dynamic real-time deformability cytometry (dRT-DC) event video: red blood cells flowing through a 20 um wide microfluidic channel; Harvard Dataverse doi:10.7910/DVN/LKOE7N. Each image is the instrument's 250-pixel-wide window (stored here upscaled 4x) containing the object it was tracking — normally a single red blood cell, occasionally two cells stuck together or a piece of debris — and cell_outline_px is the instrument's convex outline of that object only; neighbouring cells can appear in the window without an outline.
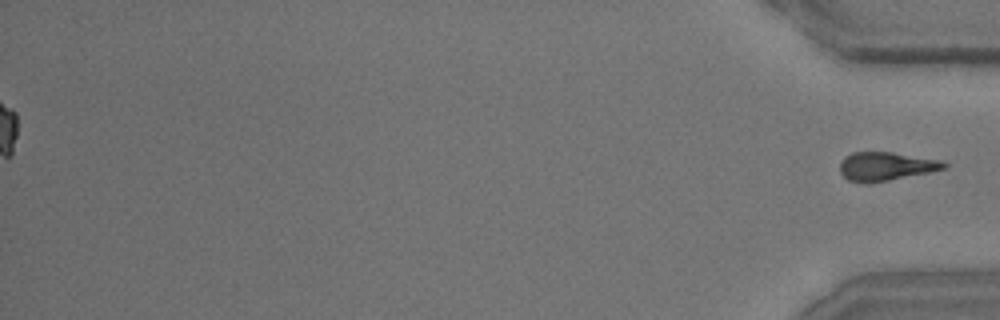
{"species": "common noctule bat (a hibernating species)", "species_latin": "Nyctalus noctula", "temperature_condition": "room temperature", "stored_images_in_passage": 56, "segment_of_instrument_passage": [2, 2], "camera_frame_rate_fps": 3000, "um_per_image_px": 0.085, "animal": {"sex": "male", "body_mass_g": 15.6}, "frame": {"image": 1, "passage_image": 56, "time_ms": 18.333, "image_size_px": [1000, 320], "cell_outline_px": [[948, 168], [868, 184], [848, 180], [840, 172], [840, 160], [844, 156], [852, 152], [892, 152], [940, 160], [948, 164]], "centroid_in_image_um": [75.27, 14.13], "position_along_channel_um": 359.9, "area_um2": 17.34}}